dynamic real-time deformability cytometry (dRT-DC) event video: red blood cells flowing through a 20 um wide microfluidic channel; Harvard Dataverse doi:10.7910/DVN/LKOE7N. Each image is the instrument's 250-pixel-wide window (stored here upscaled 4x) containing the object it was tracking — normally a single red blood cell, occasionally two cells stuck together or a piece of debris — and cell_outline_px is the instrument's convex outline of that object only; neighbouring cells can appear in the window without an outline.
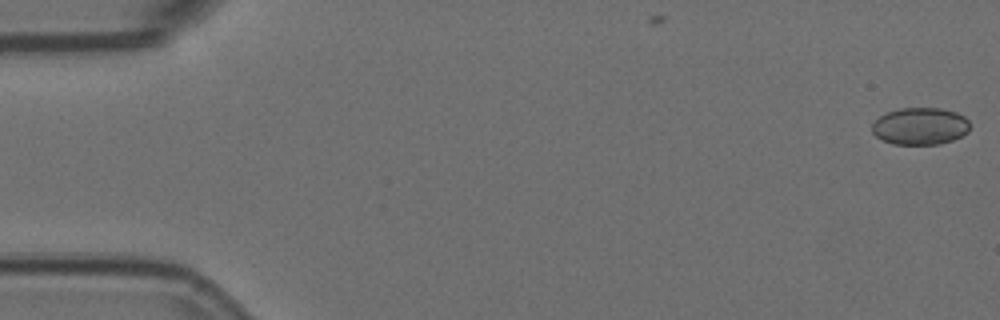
{"species": "Egyptian fruit bat (a non-hibernating species)", "species_latin": "Rousettus aegyptiacus", "temperature_condition": "room temperature", "stored_images_in_passage": 10, "camera_frame_rate_fps": 3000, "um_per_image_px": 0.085, "animal": {"sex": "female"}, "frame": {"image": 1, "passage_image": 1, "time_ms": 0.0, "image_size_px": [1000, 320], "cell_outline_px": [[968, 132], [952, 140], [940, 144], [892, 144], [880, 140], [872, 132], [872, 124], [880, 116], [888, 112], [900, 108], [940, 108], [956, 112], [964, 116], [968, 120]], "centroid_in_image_um": [78.19, 10.73], "position_along_channel_um": 6.8, "area_um2": 21.15}}